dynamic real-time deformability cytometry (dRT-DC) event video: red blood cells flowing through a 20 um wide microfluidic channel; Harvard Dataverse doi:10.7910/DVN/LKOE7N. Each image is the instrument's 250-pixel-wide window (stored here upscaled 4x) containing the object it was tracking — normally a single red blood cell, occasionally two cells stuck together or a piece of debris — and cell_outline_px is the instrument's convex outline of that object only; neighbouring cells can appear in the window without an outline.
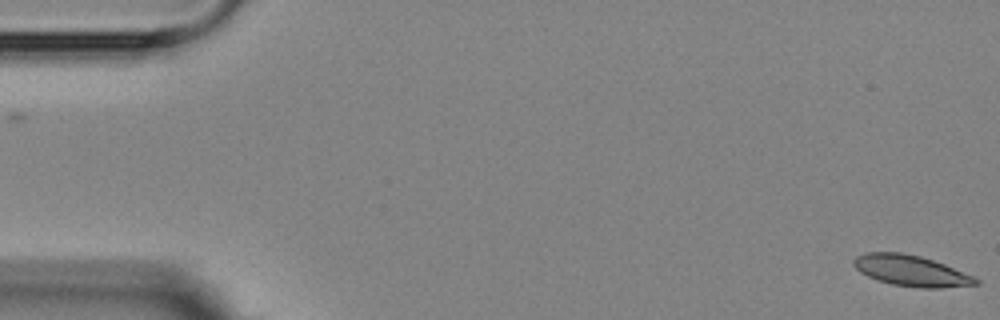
{"species": "Egyptian fruit bat (a non-hibernating species)", "species_latin": "Rousettus aegyptiacus", "temperature_condition": "room temperature", "stored_images_in_passage": 2, "camera_frame_rate_fps": 3000, "um_per_image_px": 0.085, "animal": {"sex": "female"}, "frame": {"image": 1, "passage_image": 2, "time_ms": 1.0, "image_size_px": [1000, 320], "cell_outline_px": [[980, 284], [940, 288], [920, 288], [892, 284], [876, 280], [860, 272], [852, 264], [852, 260], [856, 256], [864, 252], [900, 252], [920, 256], [944, 264], [972, 276], [980, 280]], "centroid_in_image_um": [77.4, 23.01], "position_along_channel_um": 7.6, "area_um2": 21.96}}